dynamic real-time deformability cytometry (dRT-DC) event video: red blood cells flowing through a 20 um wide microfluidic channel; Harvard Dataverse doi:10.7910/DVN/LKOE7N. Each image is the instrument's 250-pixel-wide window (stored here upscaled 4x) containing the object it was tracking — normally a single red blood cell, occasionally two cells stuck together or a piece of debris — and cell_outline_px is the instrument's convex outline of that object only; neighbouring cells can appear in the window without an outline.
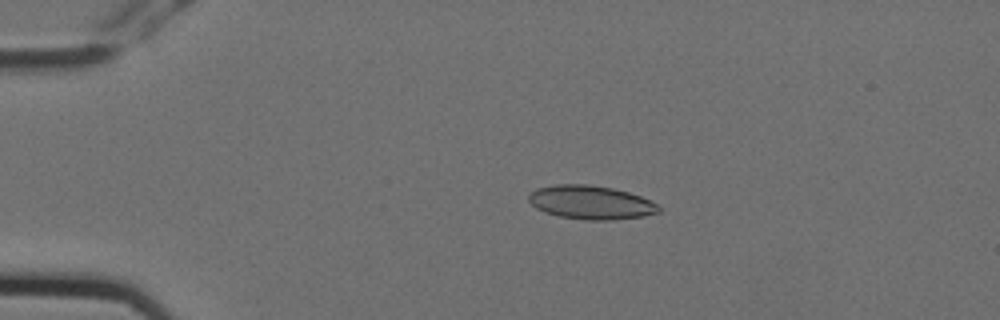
{"species": "Egyptian fruit bat (a non-hibernating species)", "species_latin": "Rousettus aegyptiacus", "temperature_condition": "cold", "stored_images_in_passage": 4, "camera_frame_rate_fps": 3000, "um_per_image_px": 0.085, "animal": {"sex": "female"}, "frame": {"image": 1, "passage_image": 3, "time_ms": 0.667, "image_size_px": [1000, 320], "cell_outline_px": [[660, 212], [644, 216], [608, 220], [584, 220], [560, 216], [544, 212], [536, 208], [528, 200], [528, 196], [536, 188], [556, 184], [588, 184], [612, 188], [628, 192], [640, 196], [656, 204], [660, 208]], "centroid_in_image_um": [50.2, 17.2], "position_along_channel_um": 34.8, "area_um2": 25.43}}